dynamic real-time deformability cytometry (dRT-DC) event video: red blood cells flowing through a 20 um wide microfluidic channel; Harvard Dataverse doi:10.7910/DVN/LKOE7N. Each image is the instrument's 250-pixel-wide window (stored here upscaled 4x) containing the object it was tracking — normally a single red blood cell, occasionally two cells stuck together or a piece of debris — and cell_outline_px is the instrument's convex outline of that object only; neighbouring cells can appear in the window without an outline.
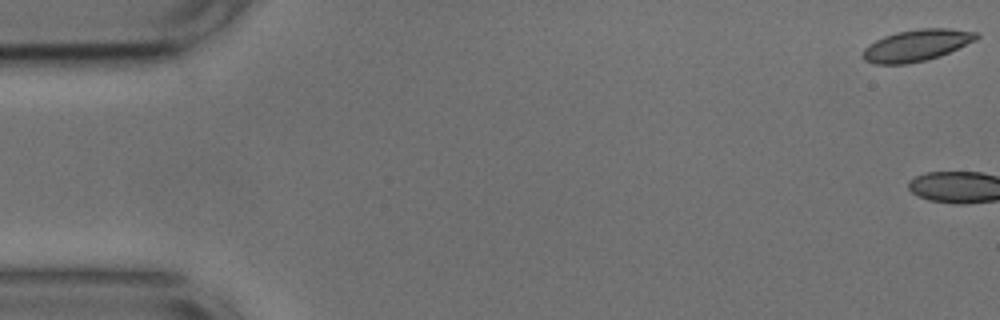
{"species": "common noctule bat (a hibernating species)", "species_latin": "Nyctalus noctula", "temperature_condition": "cold", "stored_images_in_passage": 3, "camera_frame_rate_fps": 3000, "um_per_image_px": 0.085, "animal": {"sex": "male", "body_mass_g": 17.9, "forearm_length_mm": 54.2}, "frame": {"image": 1, "passage_image": 1, "time_ms": 0.0, "image_size_px": [1000, 320], "cell_outline_px": [[980, 36], [976, 40], [940, 56], [928, 60], [908, 64], [872, 64], [864, 60], [864, 48], [868, 44], [884, 36], [896, 32], [920, 28], [952, 28], [980, 32]], "centroid_in_image_um": [77.94, 3.85], "position_along_channel_um": 7.1, "area_um2": 21.15}}